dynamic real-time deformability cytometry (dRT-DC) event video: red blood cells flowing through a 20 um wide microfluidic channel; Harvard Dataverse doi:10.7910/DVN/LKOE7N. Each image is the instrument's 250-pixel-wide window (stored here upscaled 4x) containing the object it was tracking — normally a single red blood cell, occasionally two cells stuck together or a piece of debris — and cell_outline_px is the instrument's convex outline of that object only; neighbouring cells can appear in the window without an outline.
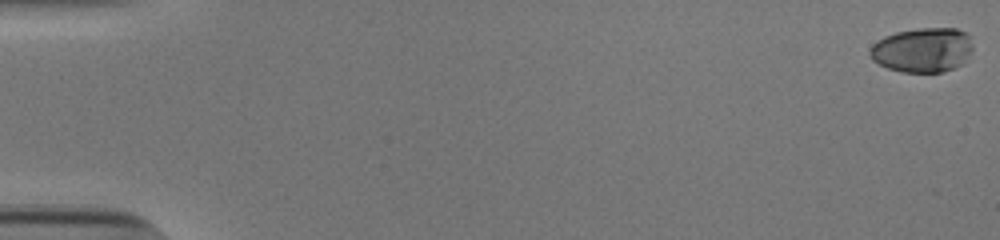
{"species": "human", "species_latin": "Homo sapiens", "temperature_condition": "cold", "stored_images_in_passage": 54, "camera_frame_rate_fps": 3000, "um_per_image_px": 0.085, "donor": {"sex": "male"}, "frame": {"image": 1, "passage_image": 1, "time_ms": 0.0, "image_size_px": [1000, 240], "cell_outline_px": [[972, 48], [960, 64], [944, 72], [900, 72], [888, 68], [872, 60], [868, 56], [868, 52], [872, 44], [884, 36], [896, 32], [920, 28], [956, 28], [964, 32], [968, 36], [972, 44]], "centroid_in_image_um": [78.35, 4.24], "position_along_channel_um": 6.7, "area_um2": 26.59}}
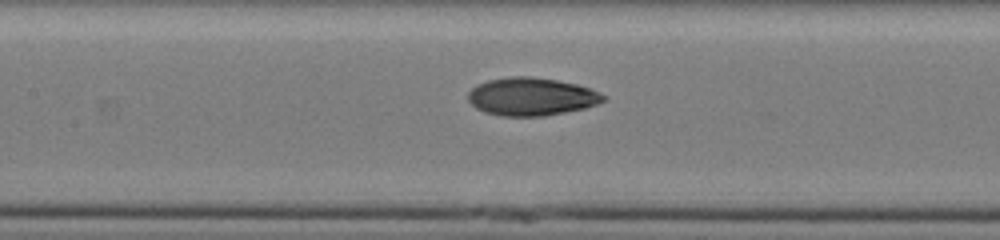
{"frame": {"image": 2, "passage_image": 27, "time_ms": 8.667, "image_size_px": [1000, 240], "cell_outline_px": [[608, 100], [584, 108], [544, 116], [500, 116], [484, 112], [476, 108], [468, 100], [468, 92], [472, 88], [488, 80], [512, 76], [528, 76], [556, 80], [576, 84], [600, 92], [608, 96]], "centroid_in_image_um": [45.19, 8.22], "position_along_channel_um": 162.2, "area_um2": 29.88}}
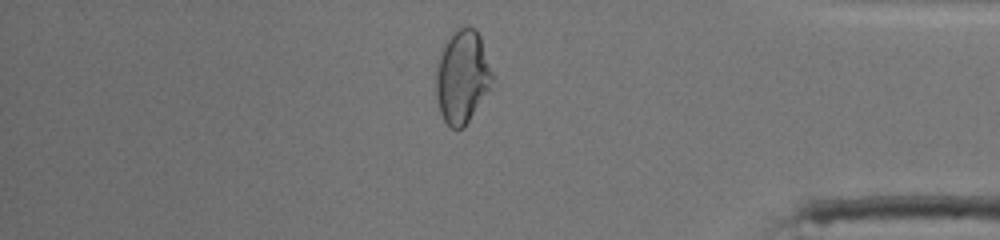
{"frame": {"image": 3, "passage_image": 47, "time_ms": 15.333, "image_size_px": [1000, 240], "cell_outline_px": [[492, 80], [488, 88], [464, 128], [452, 128], [444, 120], [440, 112], [436, 96], [436, 72], [440, 56], [444, 44], [460, 28], [468, 24], [476, 28], [480, 36], [492, 72]], "centroid_in_image_um": [39.28, 6.51], "position_along_channel_um": 395.9, "area_um2": 29.71}, "authors_computed_cell_mechanics": {"area_um2": 29.3335, "velocity_mm_per_s": 3.8709, "shape_relaxation_time_tau1_ms": 10.1473, "shape_relaxation_time_tau2_ms": 1.7423, "deformation_change_tau1": 0.2903, "deformation_change_tau2": 0.0594}}